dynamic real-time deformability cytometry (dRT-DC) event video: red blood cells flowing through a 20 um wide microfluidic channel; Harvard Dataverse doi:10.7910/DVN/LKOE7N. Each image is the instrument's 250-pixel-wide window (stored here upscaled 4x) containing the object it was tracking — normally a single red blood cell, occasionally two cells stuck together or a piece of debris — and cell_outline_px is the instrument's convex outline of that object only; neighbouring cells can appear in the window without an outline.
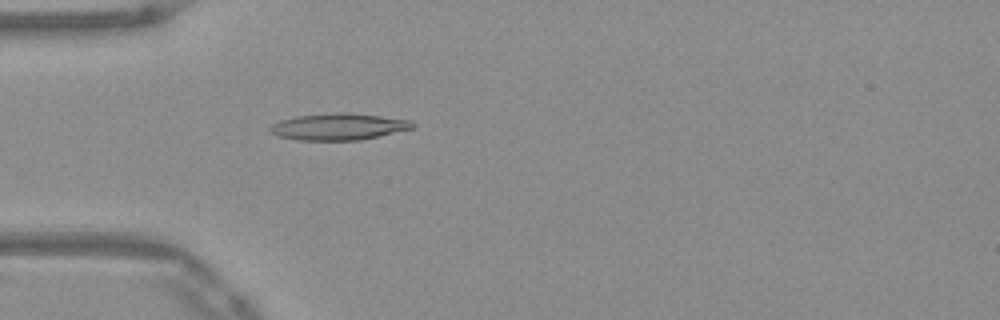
{"species": "Egyptian fruit bat (a non-hibernating species)", "species_latin": "Rousettus aegyptiacus", "temperature_condition": "warm", "stored_images_in_passage": 39, "camera_frame_rate_fps": 3000, "um_per_image_px": 0.085, "frame": {"image": 1, "passage_image": 3, "time_ms": 0.667, "image_size_px": [1000, 320], "cell_outline_px": [[416, 124], [412, 128], [360, 140], [296, 140], [276, 136], [268, 132], [268, 128], [272, 124], [280, 120], [296, 116], [336, 112], [344, 112], [380, 116], [412, 120]], "centroid_in_image_um": [28.71, 10.76], "position_along_channel_um": 56.3, "area_um2": 22.2}}
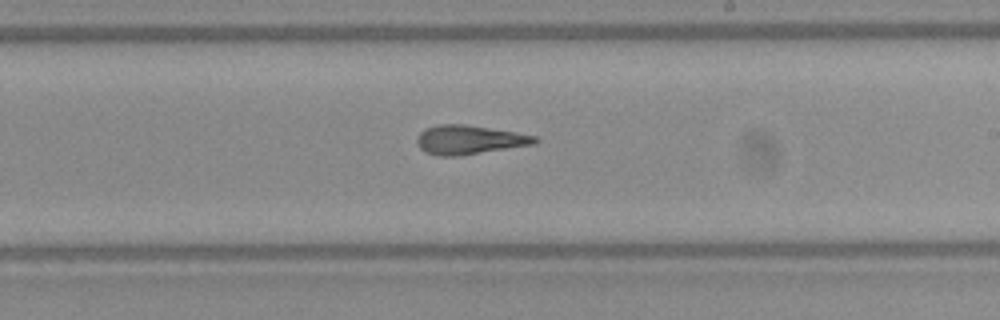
{"frame": {"image": 2, "passage_image": 18, "time_ms": 5.667, "image_size_px": [1000, 320], "cell_outline_px": [[540, 140], [536, 144], [456, 156], [436, 156], [424, 152], [416, 144], [416, 136], [424, 128], [436, 124], [464, 124], [516, 132], [536, 136]], "centroid_in_image_um": [39.84, 11.88], "position_along_channel_um": 249.2, "area_um2": 20.17}}
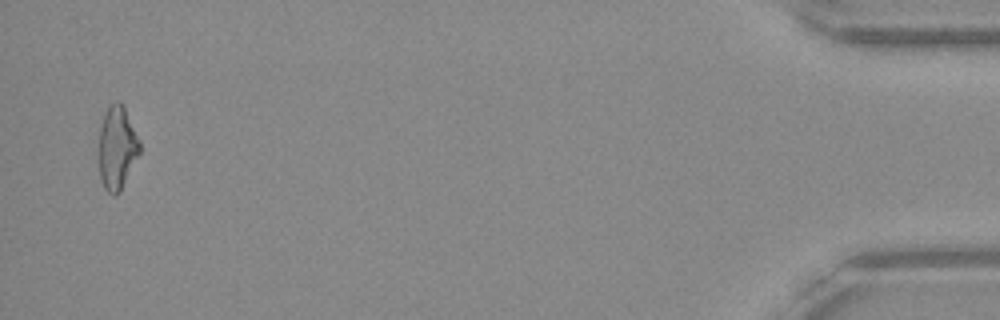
{"frame": {"image": 3, "passage_image": 38, "time_ms": 12.333, "image_size_px": [1000, 320], "cell_outline_px": [[140, 152], [120, 192], [116, 196], [112, 196], [104, 188], [100, 176], [100, 124], [104, 112], [108, 104], [116, 100], [120, 100], [124, 104], [140, 140]], "centroid_in_image_um": [9.96, 12.5], "position_along_channel_um": 425.2, "area_um2": 20.11}, "authors_computed_cell_mechanics": {"area_um2": 19.7676, "velocity_mm_per_s": 3.9448, "shape_relaxation_time_tau1_ms": null, "shape_relaxation_time_tau2_ms": 3.3629, "deformation_change_tau1": null, "deformation_change_tau2": 0.1505}}